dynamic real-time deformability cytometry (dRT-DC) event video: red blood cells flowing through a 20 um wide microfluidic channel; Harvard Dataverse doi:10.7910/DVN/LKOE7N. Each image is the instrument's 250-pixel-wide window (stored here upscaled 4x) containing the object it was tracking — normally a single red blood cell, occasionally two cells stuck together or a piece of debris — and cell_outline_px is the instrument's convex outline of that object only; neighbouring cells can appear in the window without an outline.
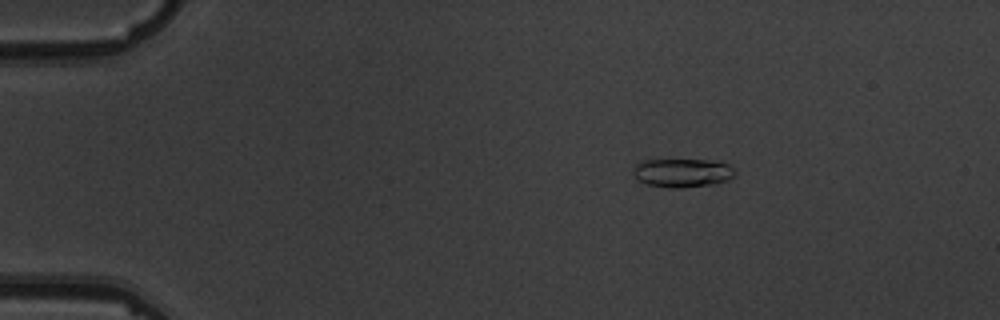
{"species": "common noctule bat (a hibernating species)", "species_latin": "Nyctalus noctula", "temperature_condition": "warm", "stored_images_in_passage": 5, "camera_frame_rate_fps": 3000, "um_per_image_px": 0.085, "animal": {"sex": "male", "body_mass_g": 19.5, "forearm_length_mm": 54.6}, "frame": {"image": 1, "passage_image": 2, "time_ms": 1.333, "image_size_px": [1000, 320], "cell_outline_px": [[736, 176], [728, 180], [716, 184], [680, 188], [668, 188], [648, 184], [636, 180], [632, 172], [632, 168], [636, 164], [644, 160], [708, 160], [728, 164], [736, 172]], "centroid_in_image_um": [57.99, 14.7], "position_along_channel_um": 27.0, "area_um2": 17.22}}